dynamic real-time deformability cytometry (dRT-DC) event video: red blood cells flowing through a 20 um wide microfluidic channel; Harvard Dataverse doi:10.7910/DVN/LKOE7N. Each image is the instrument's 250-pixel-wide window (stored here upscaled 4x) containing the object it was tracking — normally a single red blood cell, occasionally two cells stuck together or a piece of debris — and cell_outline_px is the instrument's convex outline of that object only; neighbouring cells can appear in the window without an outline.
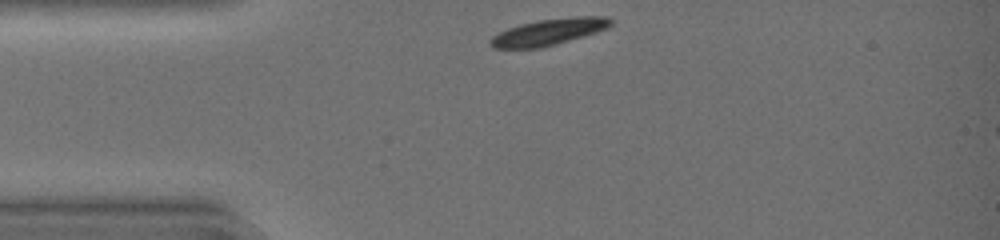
{"species": "common noctule bat (a hibernating species)", "species_latin": "Nyctalus noctula", "temperature_condition": "warm", "stored_images_in_passage": 30, "camera_frame_rate_fps": 3000, "um_per_image_px": 0.085, "animal": {"sex": "female", "body_mass_g": 19.0, "forearm_length_mm": 51.5}, "frame": {"image": 1, "passage_image": 1, "time_ms": 0.0, "image_size_px": [1000, 240], "cell_outline_px": [[612, 24], [608, 28], [584, 36], [556, 44], [540, 48], [492, 48], [488, 44], [488, 40], [492, 36], [508, 28], [520, 24], [536, 20], [576, 16], [608, 16], [612, 20]], "centroid_in_image_um": [46.64, 2.71], "position_along_channel_um": 38.4, "area_um2": 18.67}}
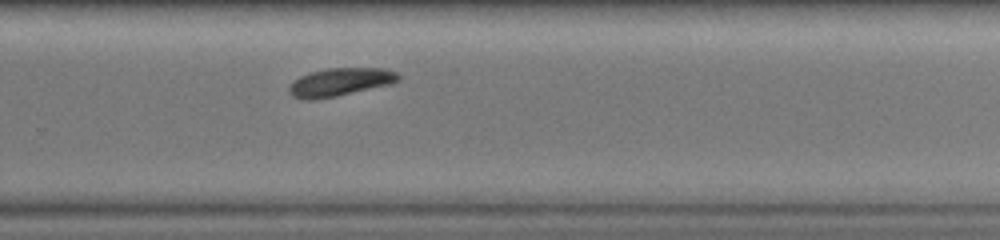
{"frame": {"image": 2, "passage_image": 21, "time_ms": 6.667, "image_size_px": [1000, 240], "cell_outline_px": [[400, 80], [392, 84], [336, 96], [316, 100], [304, 100], [292, 96], [288, 92], [288, 84], [292, 80], [308, 72], [328, 68], [388, 68], [396, 72], [400, 76]], "centroid_in_image_um": [28.87, 6.97], "position_along_channel_um": 300.9, "area_um2": 18.26}}
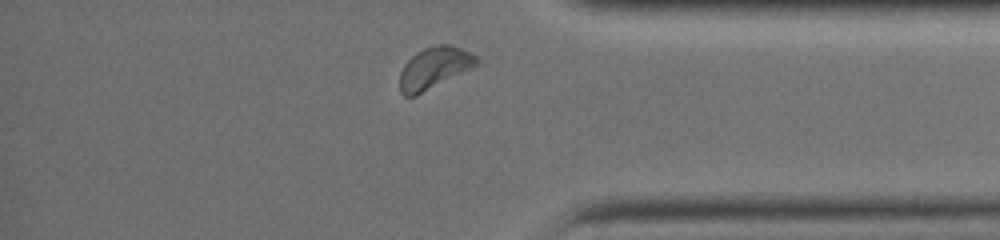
{"frame": {"image": 3, "passage_image": 28, "time_ms": 9.0, "image_size_px": [1000, 240], "cell_outline_px": [[480, 60], [476, 64], [416, 96], [404, 96], [400, 92], [400, 72], [404, 64], [416, 52], [424, 48], [436, 44], [448, 44], [460, 48], [476, 56]], "centroid_in_image_um": [36.85, 5.76], "position_along_channel_um": 398.4, "area_um2": 18.15}, "authors_computed_cell_mechanics": {"area_um2": 18.6694, "velocity_mm_per_s": 4.332, "shape_relaxation_time_tau1_ms": 1.7353, "shape_relaxation_time_tau2_ms": null, "deformation_change_tau1": 0.1067, "deformation_change_tau2": null}}